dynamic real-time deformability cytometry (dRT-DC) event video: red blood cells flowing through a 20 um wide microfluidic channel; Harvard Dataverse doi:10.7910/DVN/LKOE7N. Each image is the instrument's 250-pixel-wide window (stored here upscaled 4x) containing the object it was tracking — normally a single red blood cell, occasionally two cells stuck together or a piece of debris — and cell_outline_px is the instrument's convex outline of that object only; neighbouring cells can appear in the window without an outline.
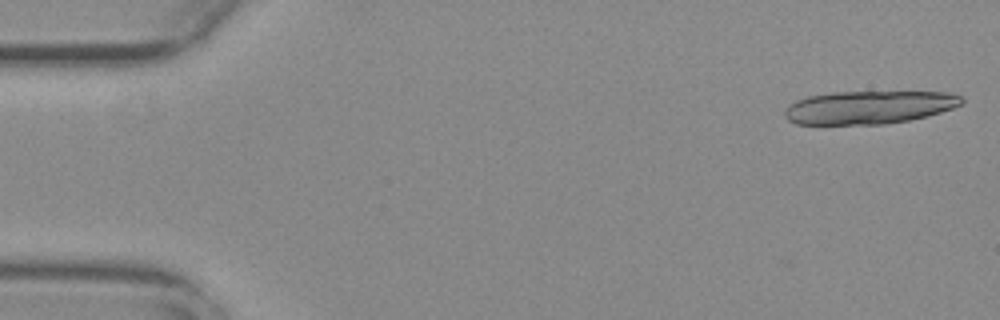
{"species": "common noctule bat (a hibernating species)", "species_latin": "Nyctalus noctula", "temperature_condition": "warm", "stored_images_in_passage": 18, "camera_frame_rate_fps": 3000, "um_per_image_px": 0.085, "animal": {"sex": "female", "body_mass_g": 29.2, "forearm_length_mm": 56.3}, "frame": {"image": 1, "passage_image": 1, "time_ms": 0.0, "image_size_px": [1000, 320], "cell_outline_px": [[964, 100], [960, 104], [952, 108], [940, 112], [908, 120], [884, 124], [796, 124], [788, 120], [784, 116], [784, 112], [796, 100], [808, 96], [832, 92], [948, 92], [964, 96]], "centroid_in_image_um": [73.87, 9.11], "position_along_channel_um": 11.1, "area_um2": 33.93}}